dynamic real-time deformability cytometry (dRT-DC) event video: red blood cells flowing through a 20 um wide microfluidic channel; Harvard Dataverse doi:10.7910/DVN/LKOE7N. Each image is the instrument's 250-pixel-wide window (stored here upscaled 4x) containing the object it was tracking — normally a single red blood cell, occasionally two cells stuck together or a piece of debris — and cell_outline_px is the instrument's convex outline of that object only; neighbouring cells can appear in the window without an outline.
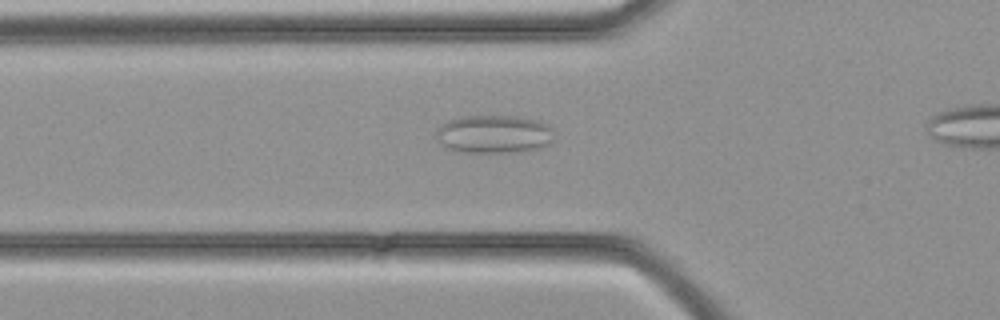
{"species": "common noctule bat (a hibernating species)", "species_latin": "Nyctalus noctula", "temperature_condition": "cold", "stored_images_in_passage": 26, "camera_frame_rate_fps": 3000, "um_per_image_px": 0.085, "animal": {"sex": "female", "body_mass_g": 21.9}, "frame": {"image": 1, "passage_image": 8, "time_ms": 2.333, "image_size_px": [1000, 320], "cell_outline_px": [[552, 140], [548, 144], [540, 148], [520, 152], [464, 152], [448, 148], [440, 140], [436, 132], [448, 120], [460, 116], [520, 116], [536, 120], [548, 124], [552, 128]], "centroid_in_image_um": [42.05, 11.39], "position_along_channel_um": 83.8, "area_um2": 26.01}}
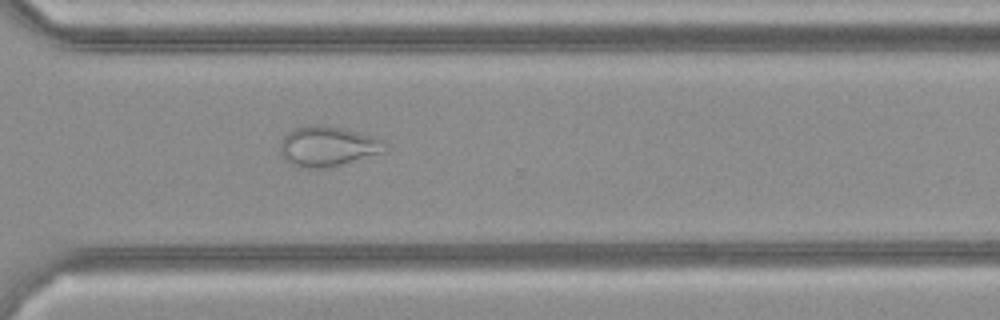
{"frame": {"image": 2, "passage_image": 22, "time_ms": 7.0, "image_size_px": [1000, 320], "cell_outline_px": [[384, 152], [328, 168], [296, 168], [284, 156], [280, 148], [280, 140], [288, 132], [296, 128], [308, 124], [324, 124], [372, 136], [380, 140]], "centroid_in_image_um": [27.77, 12.44], "position_along_channel_um": 342.8, "area_um2": 24.1}}